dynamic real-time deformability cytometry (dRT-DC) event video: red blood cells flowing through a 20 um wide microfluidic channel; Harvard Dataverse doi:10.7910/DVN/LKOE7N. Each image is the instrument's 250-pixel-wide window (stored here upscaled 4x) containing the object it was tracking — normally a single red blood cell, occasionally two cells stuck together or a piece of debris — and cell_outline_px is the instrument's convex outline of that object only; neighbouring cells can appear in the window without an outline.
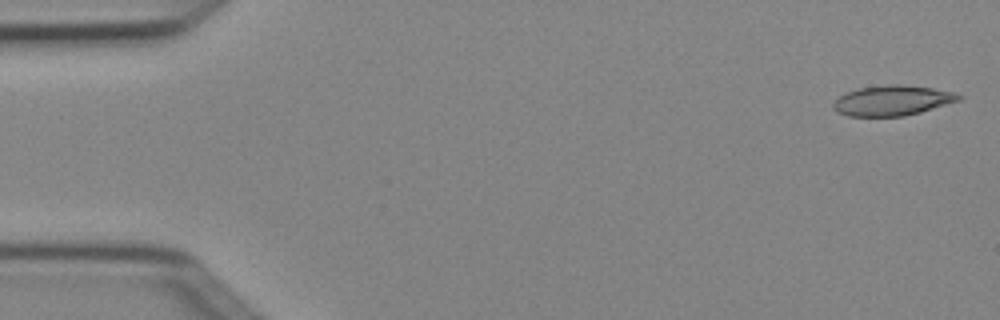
{"species": "Egyptian fruit bat (a non-hibernating species)", "species_latin": "Rousettus aegyptiacus", "temperature_condition": "cold", "stored_images_in_passage": 5, "camera_frame_rate_fps": 3000, "um_per_image_px": 0.085, "animal": {"sex": "female"}, "frame": {"image": 1, "passage_image": 1, "time_ms": 0.0, "image_size_px": [1000, 320], "cell_outline_px": [[964, 96], [960, 100], [920, 112], [904, 116], [848, 116], [832, 108], [832, 104], [840, 96], [848, 92], [860, 88], [888, 84], [900, 84], [932, 88], [952, 92]], "centroid_in_image_um": [75.86, 8.54], "position_along_channel_um": 9.1, "area_um2": 21.79}}
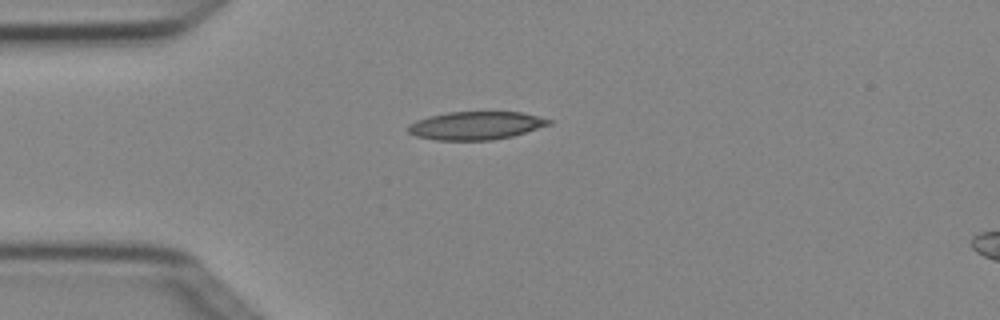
{"frame": {"image": 2, "passage_image": 4, "time_ms": 1.0, "image_size_px": [1000, 320], "cell_outline_px": [[552, 124], [512, 136], [492, 140], [436, 140], [416, 136], [408, 132], [408, 124], [416, 120], [428, 116], [448, 112], [520, 112], [552, 120]], "centroid_in_image_um": [40.42, 10.67], "position_along_channel_um": 44.6, "area_um2": 23.0}}